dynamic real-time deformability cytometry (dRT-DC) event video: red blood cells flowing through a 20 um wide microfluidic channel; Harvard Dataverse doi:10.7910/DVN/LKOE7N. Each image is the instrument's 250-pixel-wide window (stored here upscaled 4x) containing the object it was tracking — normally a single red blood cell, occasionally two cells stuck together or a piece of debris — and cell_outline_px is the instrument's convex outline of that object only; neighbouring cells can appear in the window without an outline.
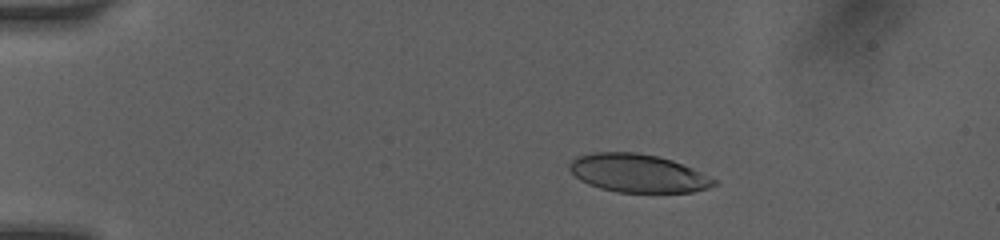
{"species": "human", "species_latin": "Homo sapiens", "temperature_condition": "room temperature", "stored_images_in_passage": 5, "camera_frame_rate_fps": 3000, "um_per_image_px": 0.085, "donor": {"sex": "female"}, "frame": {"image": 1, "passage_image": 3, "time_ms": 2.0, "image_size_px": [1000, 240], "cell_outline_px": [[716, 184], [708, 188], [692, 192], [616, 192], [600, 188], [588, 184], [580, 180], [568, 168], [568, 164], [576, 156], [592, 152], [636, 152], [660, 156], [672, 160], [692, 168], [716, 180]], "centroid_in_image_um": [54.19, 14.71], "position_along_channel_um": 30.8, "area_um2": 32.19}}